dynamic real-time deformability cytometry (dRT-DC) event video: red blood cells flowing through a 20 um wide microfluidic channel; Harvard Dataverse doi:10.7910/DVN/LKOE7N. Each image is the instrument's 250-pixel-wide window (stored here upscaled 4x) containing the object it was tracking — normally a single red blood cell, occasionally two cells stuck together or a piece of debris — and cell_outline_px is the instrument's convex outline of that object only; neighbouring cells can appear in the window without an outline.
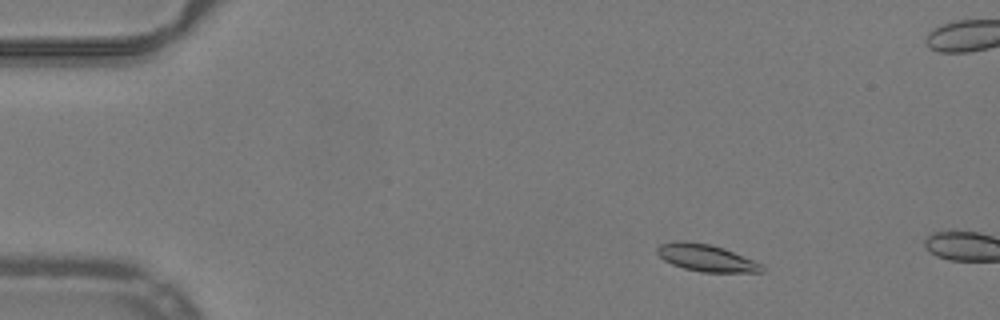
{"species": "common noctule bat (a hibernating species)", "species_latin": "Nyctalus noctula", "temperature_condition": "warm", "stored_images_in_passage": 8, "camera_frame_rate_fps": 3000, "um_per_image_px": 0.085, "animal": {"sex": "male", "body_mass_g": 19.2, "forearm_length_mm": 51.8}, "frame": {"image": 1, "passage_image": 5, "time_ms": 1.333, "image_size_px": [1000, 320], "cell_outline_px": [[764, 272], [700, 272], [684, 268], [672, 264], [664, 260], [656, 252], [656, 248], [660, 244], [676, 240], [684, 240], [708, 244], [724, 248], [764, 264]], "centroid_in_image_um": [60.03, 21.91], "position_along_channel_um": 25.0, "area_um2": 16.65}}